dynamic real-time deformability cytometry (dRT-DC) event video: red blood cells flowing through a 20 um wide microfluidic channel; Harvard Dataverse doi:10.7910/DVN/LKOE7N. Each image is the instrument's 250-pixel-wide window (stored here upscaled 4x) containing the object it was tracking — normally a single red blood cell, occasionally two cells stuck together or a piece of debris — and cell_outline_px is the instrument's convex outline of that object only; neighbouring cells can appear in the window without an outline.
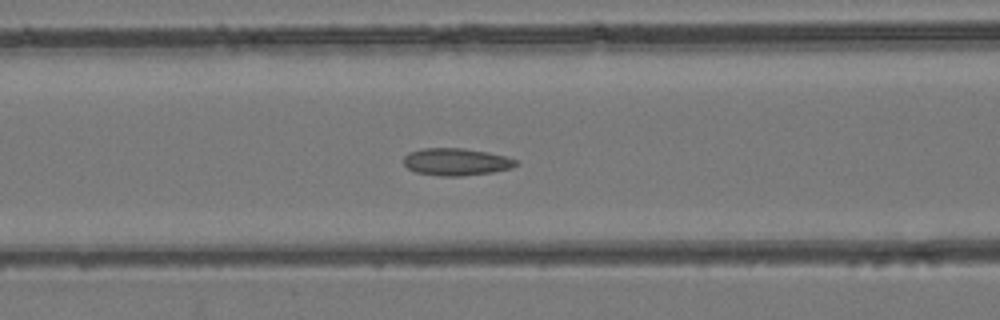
{"species": "common noctule bat (a hibernating species)", "species_latin": "Nyctalus noctula", "temperature_condition": "room temperature", "stored_images_in_passage": 49, "camera_frame_rate_fps": 3000, "um_per_image_px": 0.085, "animal": {"sex": "female", "body_mass_g": 24.6, "forearm_length_mm": 56.2}, "frame": {"image": 1, "passage_image": 20, "time_ms": 6.333, "image_size_px": [1000, 320], "cell_outline_px": [[520, 164], [512, 168], [492, 172], [464, 176], [440, 176], [416, 172], [408, 168], [404, 164], [404, 156], [408, 152], [424, 148], [464, 148], [488, 152], [504, 156], [516, 160]], "centroid_in_image_um": [38.78, 13.76], "position_along_channel_um": 127.8, "area_um2": 17.92}}
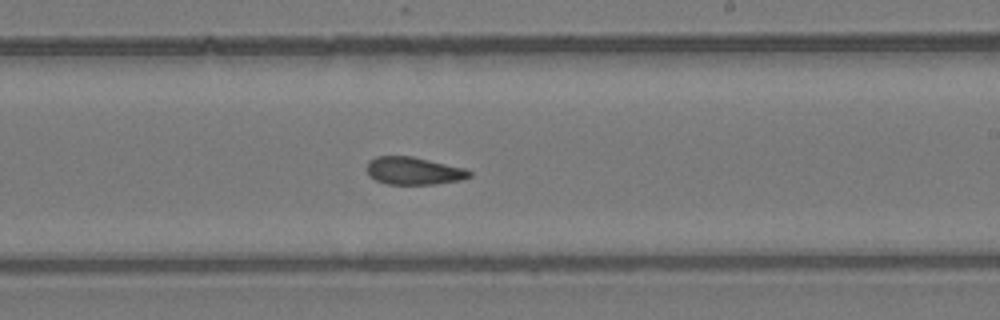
{"frame": {"image": 2, "passage_image": 29, "time_ms": 9.333, "image_size_px": [1000, 320], "cell_outline_px": [[472, 176], [464, 180], [432, 184], [388, 184], [376, 180], [368, 172], [368, 160], [376, 156], [412, 156], [464, 168], [472, 172]], "centroid_in_image_um": [35.2, 14.52], "position_along_channel_um": 253.8, "area_um2": 16.42}}
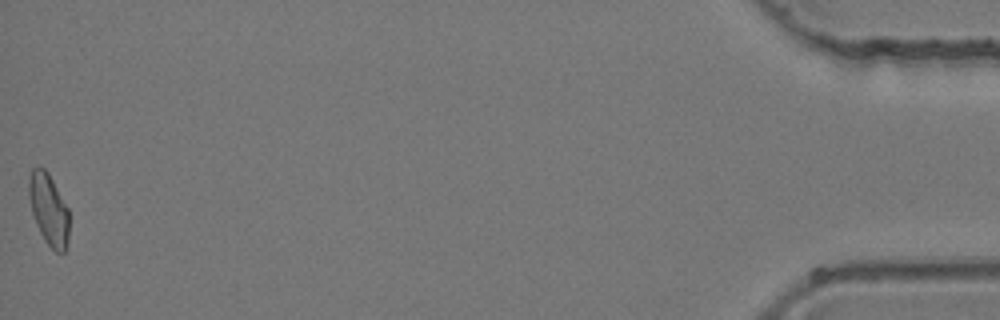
{"frame": {"image": 3, "passage_image": 49, "time_ms": 16.0, "image_size_px": [1000, 320], "cell_outline_px": [[68, 244], [64, 252], [56, 252], [44, 240], [36, 224], [32, 212], [28, 196], [28, 180], [32, 168], [44, 168], [48, 172], [68, 208]], "centroid_in_image_um": [4.13, 17.8], "position_along_channel_um": 431.1, "area_um2": 16.7}}